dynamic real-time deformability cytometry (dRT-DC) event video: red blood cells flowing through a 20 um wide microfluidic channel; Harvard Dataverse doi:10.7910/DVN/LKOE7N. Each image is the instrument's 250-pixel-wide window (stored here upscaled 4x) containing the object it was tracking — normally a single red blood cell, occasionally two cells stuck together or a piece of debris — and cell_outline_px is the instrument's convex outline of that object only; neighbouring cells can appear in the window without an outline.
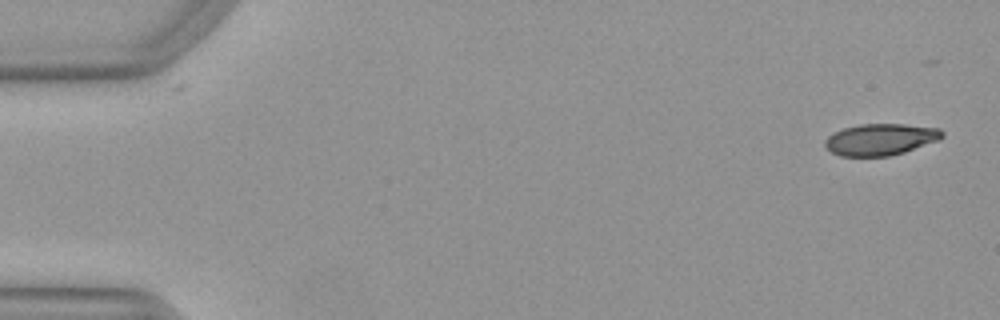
{"species": "Egyptian fruit bat (a non-hibernating species)", "species_latin": "Rousettus aegyptiacus", "temperature_condition": "warm", "stored_images_in_passage": 21, "camera_frame_rate_fps": 3000, "um_per_image_px": 0.085, "animal": {"sex": "female"}, "frame": {"image": 1, "passage_image": 1, "time_ms": 0.0, "image_size_px": [1000, 320], "cell_outline_px": [[944, 136], [940, 140], [904, 152], [888, 156], [840, 156], [832, 152], [824, 144], [824, 140], [828, 136], [844, 128], [860, 124], [904, 124], [940, 128], [944, 132]], "centroid_in_image_um": [74.88, 11.85], "position_along_channel_um": 10.1, "area_um2": 21.56}}